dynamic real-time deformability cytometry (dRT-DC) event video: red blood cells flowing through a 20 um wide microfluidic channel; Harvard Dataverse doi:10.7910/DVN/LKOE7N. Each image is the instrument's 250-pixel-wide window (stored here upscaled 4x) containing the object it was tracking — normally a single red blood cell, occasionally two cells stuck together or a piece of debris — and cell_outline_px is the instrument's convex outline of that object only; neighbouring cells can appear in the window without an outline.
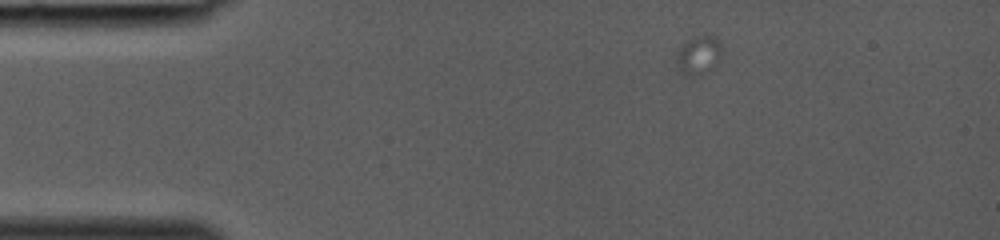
{"species": "common noctule bat (a hibernating species)", "species_latin": "Nyctalus noctula", "temperature_condition": "room temperature", "stored_images_in_passage": 35, "camera_frame_rate_fps": 3000, "um_per_image_px": 0.085, "animal": {"sex": "female", "body_mass_g": 19.0, "forearm_length_mm": 53.3}, "frame": {"image": 1, "passage_image": 1, "time_ms": 0.0, "image_size_px": [1000, 240], "cell_outline_px": [[724, 52], [716, 64], [712, 68], [700, 76], [684, 76], [680, 68], [676, 52], [688, 40], [704, 36], [716, 36], [720, 40], [724, 48]], "centroid_in_image_um": [59.47, 4.7], "position_along_channel_um": 25.5, "area_um2": 10.23}}